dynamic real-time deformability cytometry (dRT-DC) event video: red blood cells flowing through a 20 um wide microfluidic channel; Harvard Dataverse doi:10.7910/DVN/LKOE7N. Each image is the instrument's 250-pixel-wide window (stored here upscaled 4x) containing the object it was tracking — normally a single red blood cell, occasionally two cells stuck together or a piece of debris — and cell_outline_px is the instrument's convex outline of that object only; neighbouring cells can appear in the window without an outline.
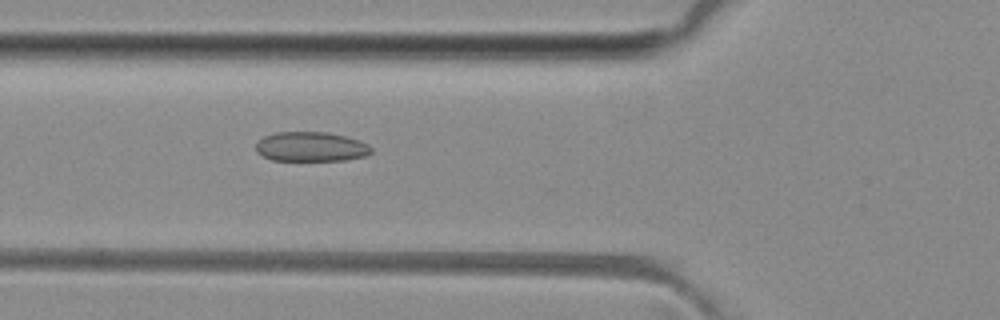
{"species": "common noctule bat (a hibernating species)", "species_latin": "Nyctalus noctula", "temperature_condition": "room temperature", "stored_images_in_passage": 39, "camera_frame_rate_fps": 3000, "um_per_image_px": 0.085, "animal": {"sex": "female", "body_mass_g": 29.2, "forearm_length_mm": 56.3}, "frame": {"image": 1, "passage_image": 7, "time_ms": 2.0, "image_size_px": [1000, 320], "cell_outline_px": [[372, 152], [368, 156], [344, 160], [272, 160], [256, 152], [256, 144], [264, 136], [276, 132], [328, 132], [348, 136], [368, 144], [372, 148]], "centroid_in_image_um": [26.47, 12.46], "position_along_channel_um": 99.3, "area_um2": 20.0}}
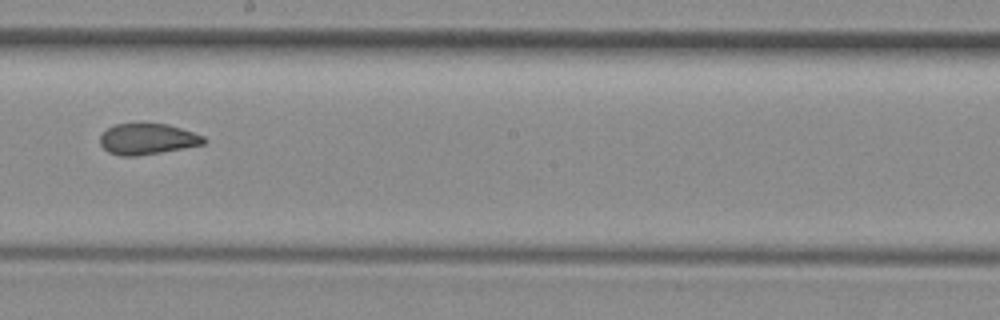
{"frame": {"image": 2, "passage_image": 17, "time_ms": 5.333, "image_size_px": [1000, 320], "cell_outline_px": [[208, 140], [204, 144], [184, 148], [136, 156], [120, 156], [108, 152], [100, 144], [100, 136], [108, 128], [116, 124], [168, 124], [204, 136]], "centroid_in_image_um": [12.54, 11.82], "position_along_channel_um": 235.7, "area_um2": 18.55}}
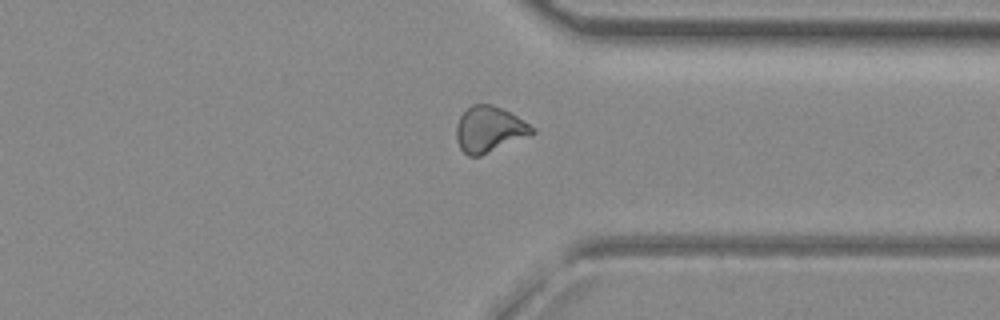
{"frame": {"image": 3, "passage_image": 27, "time_ms": 8.667, "image_size_px": [1000, 320], "cell_outline_px": [[536, 132], [532, 136], [480, 156], [468, 156], [460, 148], [456, 140], [456, 124], [460, 116], [472, 104], [492, 104], [516, 116], [536, 128]], "centroid_in_image_um": [41.61, 11.01], "position_along_channel_um": 369.8, "area_um2": 20.46}, "authors_computed_cell_mechanics": {"area_um2": 19.941, "velocity_mm_per_s": 4.0882, "shape_relaxation_time_tau1_ms": null, "shape_relaxation_time_tau2_ms": 2.1096, "deformation_change_tau1": null, "deformation_change_tau2": 0.0868}}